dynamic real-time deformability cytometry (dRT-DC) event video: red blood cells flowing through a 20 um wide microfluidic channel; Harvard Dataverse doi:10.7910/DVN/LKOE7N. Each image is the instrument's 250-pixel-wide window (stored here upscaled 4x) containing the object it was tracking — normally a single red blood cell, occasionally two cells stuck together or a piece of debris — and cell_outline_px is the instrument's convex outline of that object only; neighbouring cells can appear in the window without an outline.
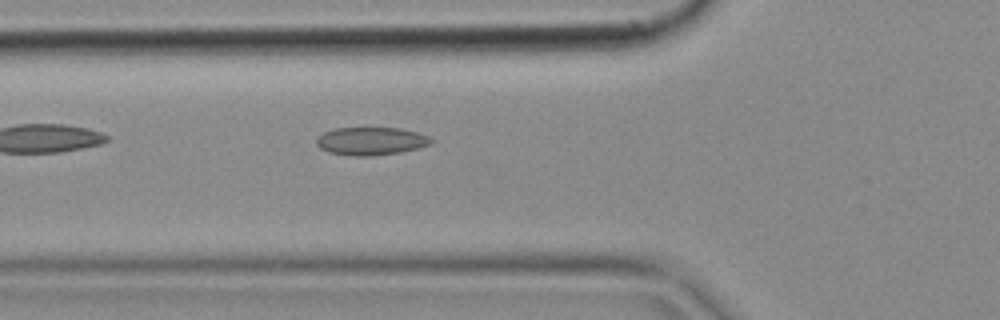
{"species": "common noctule bat (a hibernating species)", "species_latin": "Nyctalus noctula", "temperature_condition": "cold", "stored_images_in_passage": 6, "camera_frame_rate_fps": 3000, "um_per_image_px": 0.085, "animal": {"sex": "female", "body_mass_g": 18.4}, "frame": {"image": 1, "passage_image": 5, "time_ms": 1.333, "image_size_px": [1000, 320], "cell_outline_px": [[436, 140], [432, 144], [400, 152], [368, 156], [356, 156], [328, 152], [320, 148], [316, 144], [316, 136], [324, 132], [336, 128], [400, 128], [416, 132], [428, 136]], "centroid_in_image_um": [31.53, 11.99], "position_along_channel_um": 94.3, "area_um2": 18.67}}